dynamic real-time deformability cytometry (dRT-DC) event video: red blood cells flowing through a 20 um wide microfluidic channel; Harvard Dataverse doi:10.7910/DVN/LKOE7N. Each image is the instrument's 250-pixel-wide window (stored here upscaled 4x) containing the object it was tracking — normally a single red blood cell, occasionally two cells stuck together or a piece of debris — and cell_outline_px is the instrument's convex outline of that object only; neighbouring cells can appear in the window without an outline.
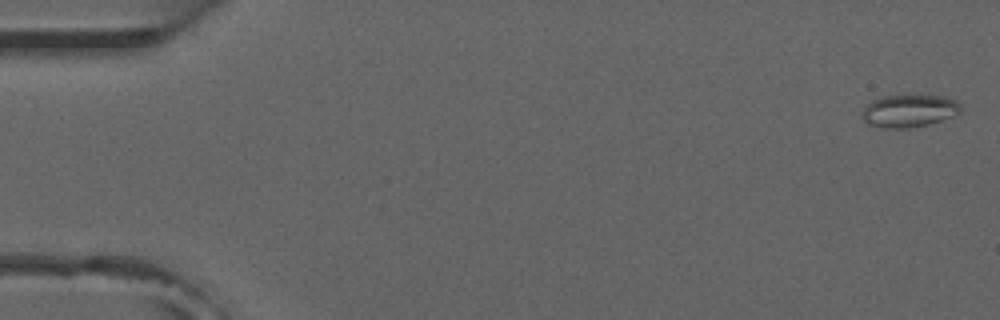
{"species": "common noctule bat (a hibernating species)", "species_latin": "Nyctalus noctula", "temperature_condition": "room temperature", "stored_images_in_passage": 52, "camera_frame_rate_fps": 3000, "um_per_image_px": 0.085, "animal": {"sex": "male", "forearm_length_mm": 52.5}, "frame": {"image": 1, "passage_image": 1, "time_ms": 0.0, "image_size_px": [1000, 320], "cell_outline_px": [[960, 112], [952, 116], [928, 124], [908, 128], [884, 128], [868, 124], [860, 116], [864, 108], [872, 100], [884, 96], [944, 96], [956, 100], [960, 104]], "centroid_in_image_um": [77.25, 9.43], "position_along_channel_um": 7.8, "area_um2": 18.5}}
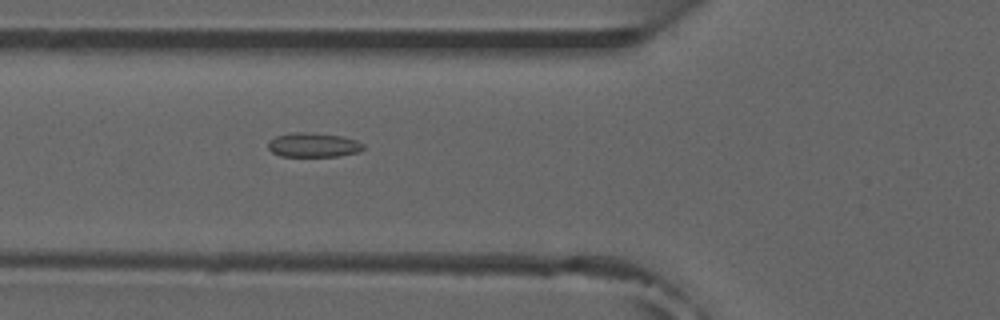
{"frame": {"image": 2, "passage_image": 19, "time_ms": 6.0, "image_size_px": [1000, 320], "cell_outline_px": [[364, 148], [360, 152], [340, 156], [280, 156], [272, 152], [268, 148], [268, 140], [276, 136], [292, 132], [304, 132], [340, 136], [356, 140], [364, 144]], "centroid_in_image_um": [26.63, 12.33], "position_along_channel_um": 99.2, "area_um2": 13.53}}
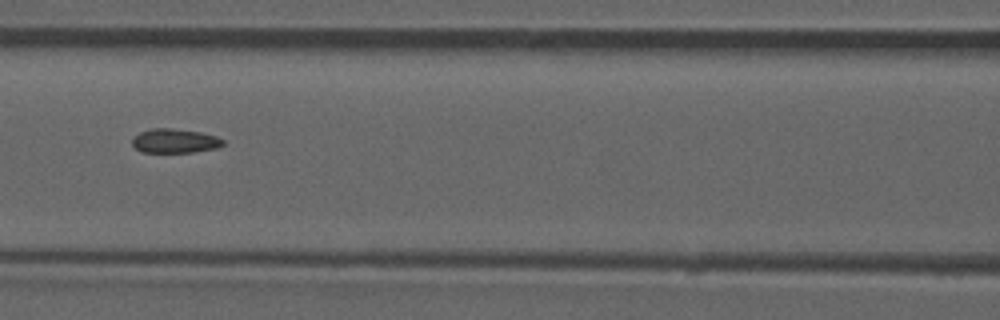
{"frame": {"image": 3, "passage_image": 23, "time_ms": 7.333, "image_size_px": [1000, 320], "cell_outline_px": [[224, 144], [216, 148], [192, 152], [140, 152], [132, 144], [132, 136], [140, 132], [152, 128], [172, 128], [200, 132], [216, 136], [224, 140]], "centroid_in_image_um": [14.83, 11.97], "position_along_channel_um": 151.8, "area_um2": 12.83}, "authors_computed_cell_mechanics": {"area_um2": 13.005, "velocity_mm_per_s": 3.9193, "shape_relaxation_time_tau1_ms": null, "shape_relaxation_time_tau2_ms": 2.0959, "deformation_change_tau1": null, "deformation_change_tau2": 0.0677}}